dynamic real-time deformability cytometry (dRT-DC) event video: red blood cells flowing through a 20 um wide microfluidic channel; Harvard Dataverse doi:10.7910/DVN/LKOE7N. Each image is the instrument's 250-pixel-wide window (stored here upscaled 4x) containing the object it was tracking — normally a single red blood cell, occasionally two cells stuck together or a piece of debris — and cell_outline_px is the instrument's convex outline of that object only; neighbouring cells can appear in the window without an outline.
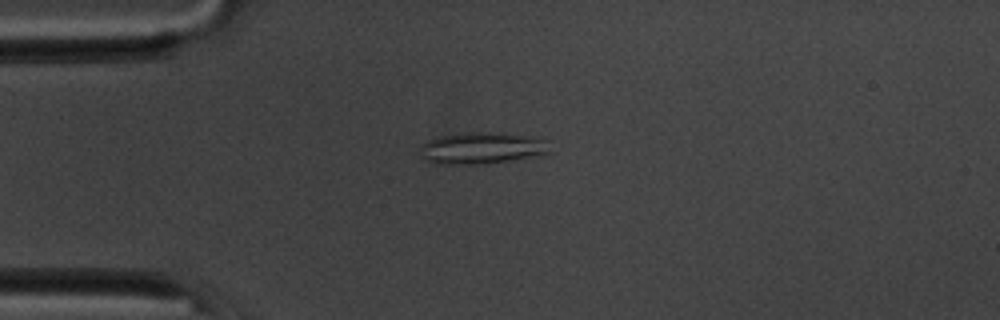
{"species": "common noctule bat (a hibernating species)", "species_latin": "Nyctalus noctula", "temperature_condition": "room temperature", "stored_images_in_passage": 54, "camera_frame_rate_fps": 3000, "um_per_image_px": 0.085, "animal": {"sex": "male", "body_mass_g": 20.1, "forearm_length_mm": 53.5}, "frame": {"image": 1, "passage_image": 13, "time_ms": 4.0, "image_size_px": [1000, 320], "cell_outline_px": [[552, 152], [508, 160], [476, 164], [436, 164], [424, 160], [420, 156], [420, 148], [428, 140], [440, 136], [468, 132], [488, 132], [524, 136], [544, 140]], "centroid_in_image_um": [40.85, 12.59], "position_along_channel_um": 44.2, "area_um2": 23.35}}
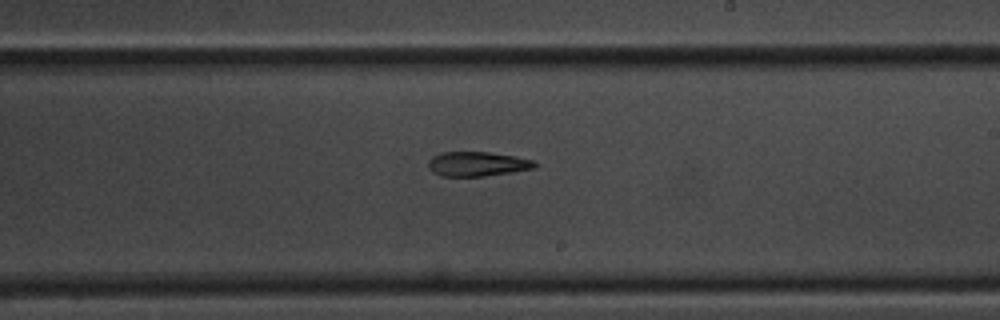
{"frame": {"image": 2, "passage_image": 31, "time_ms": 10.0, "image_size_px": [1000, 320], "cell_outline_px": [[540, 164], [536, 168], [512, 172], [484, 176], [440, 176], [432, 172], [428, 168], [428, 160], [432, 156], [440, 152], [488, 152], [516, 156], [536, 160]], "centroid_in_image_um": [40.6, 13.93], "position_along_channel_um": 248.4, "area_um2": 15.55}}
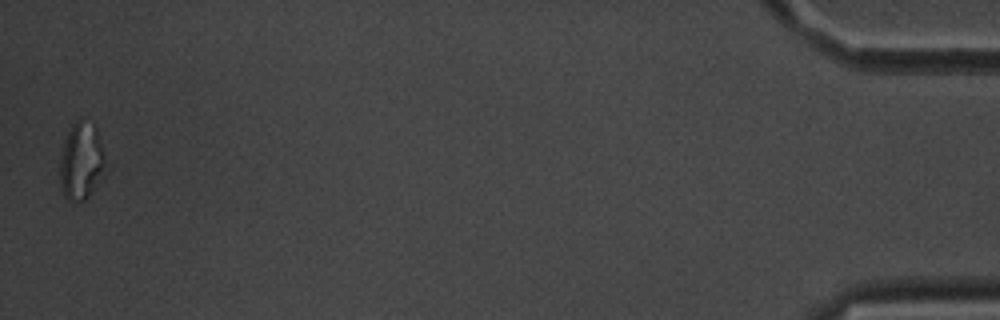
{"frame": {"image": 3, "passage_image": 53, "time_ms": 17.333, "image_size_px": [1000, 320], "cell_outline_px": [[112, 168], [88, 196], [84, 200], [68, 200], [64, 196], [60, 188], [60, 160], [64, 144], [68, 132], [72, 124], [76, 120], [80, 120], [96, 124], [112, 164]], "centroid_in_image_um": [7.05, 13.69], "position_along_channel_um": 428.1, "area_um2": 21.85}}